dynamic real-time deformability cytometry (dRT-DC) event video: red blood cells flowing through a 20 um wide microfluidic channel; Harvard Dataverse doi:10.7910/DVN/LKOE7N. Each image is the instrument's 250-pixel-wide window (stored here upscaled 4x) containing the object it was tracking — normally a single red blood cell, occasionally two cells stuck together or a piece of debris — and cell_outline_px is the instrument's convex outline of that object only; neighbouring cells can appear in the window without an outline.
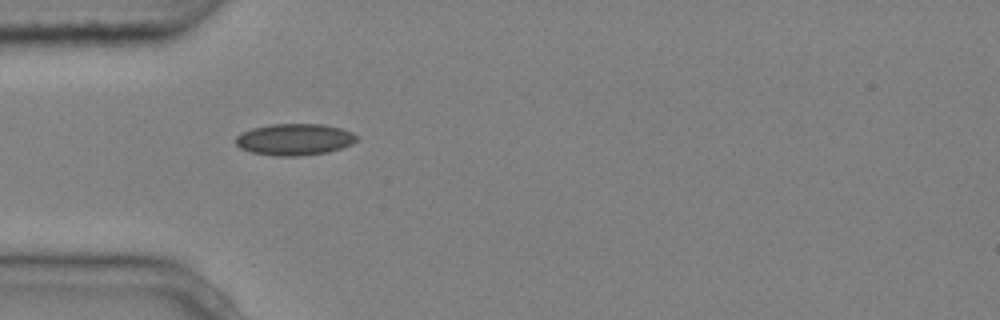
{"species": "common noctule bat (a hibernating species)", "species_latin": "Nyctalus noctula", "temperature_condition": "cold", "stored_images_in_passage": 6, "camera_frame_rate_fps": 3000, "um_per_image_px": 0.085, "animal": {"sex": "male", "body_mass_g": 20.4}, "frame": {"image": 1, "passage_image": 5, "time_ms": 1.333, "image_size_px": [1000, 320], "cell_outline_px": [[360, 136], [352, 144], [328, 152], [296, 156], [276, 156], [252, 152], [240, 148], [236, 144], [236, 136], [240, 132], [252, 128], [272, 124], [324, 124], [340, 128], [352, 132]], "centroid_in_image_um": [25.04, 11.84], "position_along_channel_um": 60.0, "area_um2": 22.31}}
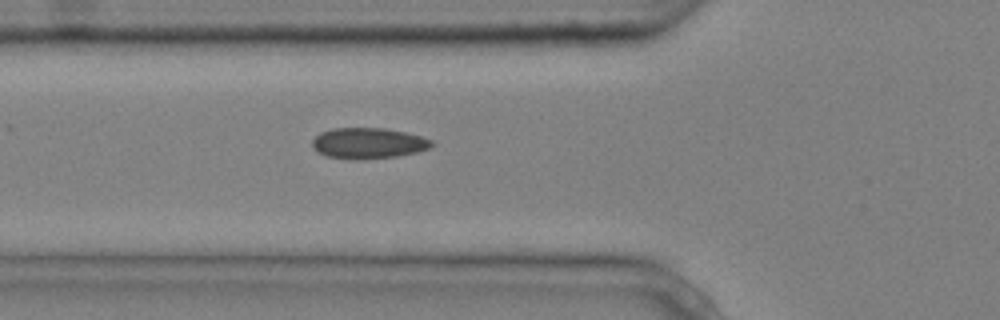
{"frame": {"image": 2, "passage_image": 6, "time_ms": 1.667, "image_size_px": [1000, 320], "cell_outline_px": [[436, 144], [432, 148], [416, 152], [396, 156], [364, 160], [348, 160], [324, 156], [312, 144], [312, 140], [320, 132], [332, 128], [384, 128], [404, 132], [420, 136], [432, 140]], "centroid_in_image_um": [31.32, 12.18], "position_along_channel_um": 94.5, "area_um2": 21.68}}